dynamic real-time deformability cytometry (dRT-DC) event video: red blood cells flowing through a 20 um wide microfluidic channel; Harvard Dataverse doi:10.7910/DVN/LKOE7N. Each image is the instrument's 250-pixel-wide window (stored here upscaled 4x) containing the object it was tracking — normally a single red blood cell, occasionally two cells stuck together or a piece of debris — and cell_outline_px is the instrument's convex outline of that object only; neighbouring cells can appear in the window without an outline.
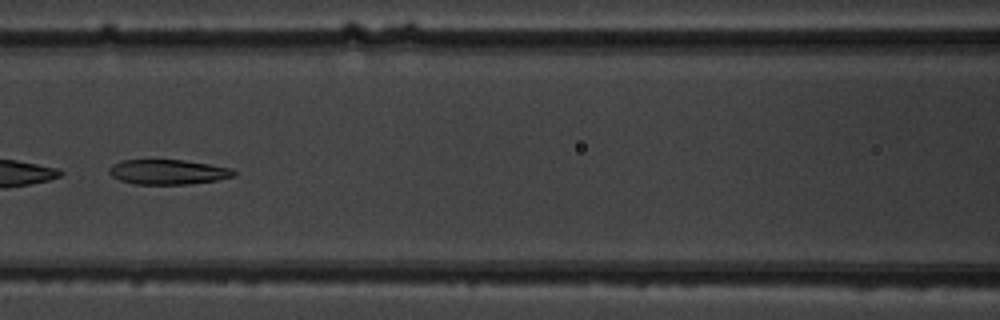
{"species": "common noctule bat (a hibernating species)", "species_latin": "Nyctalus noctula", "temperature_condition": "warm", "stored_images_in_passage": 11, "camera_frame_rate_fps": 3000, "um_per_image_px": 0.085, "animal": {"sex": "male", "body_mass_g": 19.5, "forearm_length_mm": 54.6}, "frame": {"image": 1, "passage_image": 8, "time_ms": 8.0, "image_size_px": [1000, 320], "cell_outline_px": [[236, 176], [216, 180], [188, 184], [136, 184], [120, 180], [112, 176], [108, 172], [108, 168], [112, 164], [120, 160], [184, 160], [232, 168], [236, 172]], "centroid_in_image_um": [14.27, 14.61], "position_along_channel_um": 152.3, "area_um2": 18.09}}
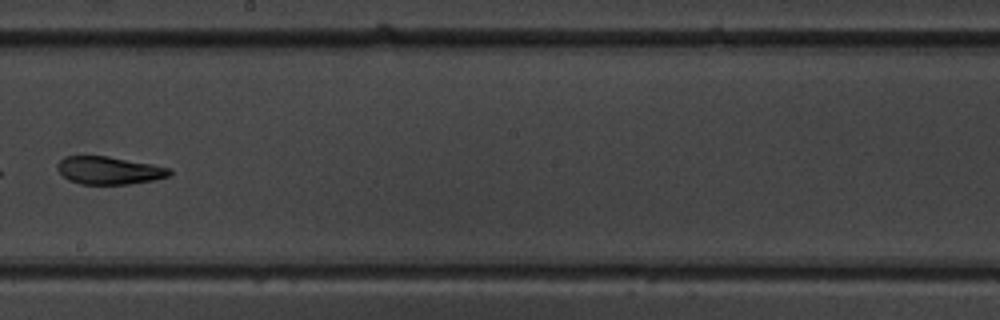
{"frame": {"image": 2, "passage_image": 10, "time_ms": 10.333, "image_size_px": [1000, 320], "cell_outline_px": [[172, 172], [168, 176], [152, 180], [128, 184], [80, 184], [68, 180], [56, 168], [56, 164], [64, 156], [108, 156], [152, 164], [172, 168]], "centroid_in_image_um": [9.25, 14.48], "position_along_channel_um": 238.9, "area_um2": 18.15}}
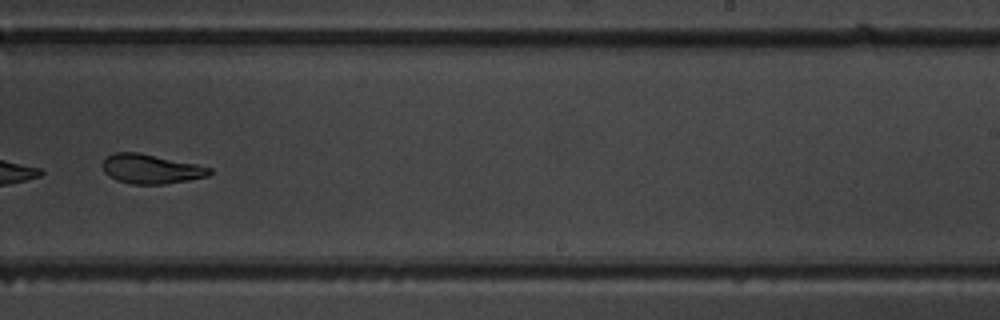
{"frame": {"image": 3, "passage_image": 11, "time_ms": 11.333, "image_size_px": [1000, 320], "cell_outline_px": [[212, 172], [208, 176], [188, 180], [164, 184], [132, 184], [116, 180], [108, 176], [104, 172], [100, 164], [108, 156], [116, 152], [136, 152], [196, 164], [212, 168]], "centroid_in_image_um": [12.8, 14.37], "position_along_channel_um": 276.2, "area_um2": 18.26}}